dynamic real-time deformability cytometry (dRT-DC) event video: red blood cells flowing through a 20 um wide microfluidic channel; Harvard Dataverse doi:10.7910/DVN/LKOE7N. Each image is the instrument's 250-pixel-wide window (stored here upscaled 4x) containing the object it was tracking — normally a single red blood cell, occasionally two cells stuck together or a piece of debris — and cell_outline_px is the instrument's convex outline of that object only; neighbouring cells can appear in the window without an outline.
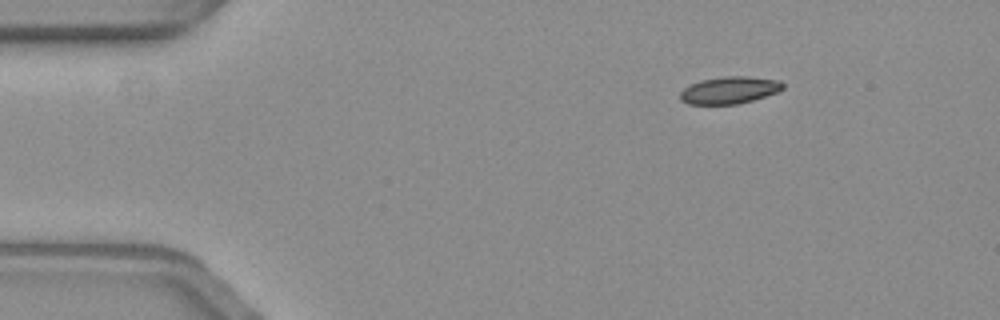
{"species": "common noctule bat (a hibernating species)", "species_latin": "Nyctalus noctula", "temperature_condition": "warm", "stored_images_in_passage": 50, "camera_frame_rate_fps": 3000, "um_per_image_px": 0.085, "animal": {"sex": "female", "body_mass_g": 19.3, "forearm_length_mm": 54.1}, "frame": {"image": 1, "passage_image": 1, "time_ms": 0.0, "image_size_px": [1000, 320], "cell_outline_px": [[784, 88], [776, 92], [752, 100], [736, 104], [688, 104], [680, 100], [680, 92], [688, 84], [700, 80], [724, 76], [748, 76], [780, 80], [784, 84]], "centroid_in_image_um": [61.97, 7.65], "position_along_channel_um": 23.0, "area_um2": 16.3}}
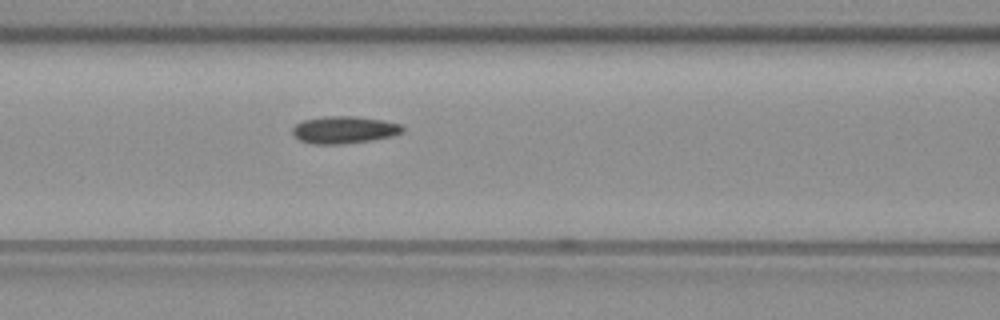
{"frame": {"image": 2, "passage_image": 17, "time_ms": 5.333, "image_size_px": [1000, 320], "cell_outline_px": [[404, 132], [392, 136], [368, 140], [340, 144], [312, 144], [300, 140], [292, 136], [292, 128], [296, 124], [304, 120], [324, 116], [356, 116], [384, 120], [400, 124], [404, 128]], "centroid_in_image_um": [29.23, 11.03], "position_along_channel_um": 137.4, "area_um2": 17.51}}
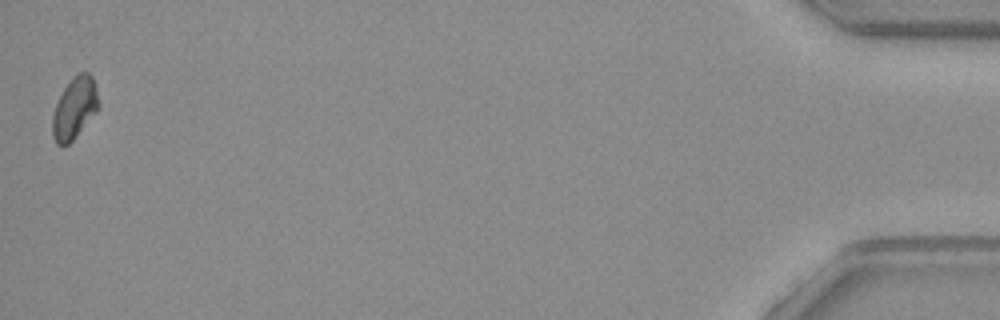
{"frame": {"image": 3, "passage_image": 50, "time_ms": 16.333, "image_size_px": [1000, 320], "cell_outline_px": [[100, 104], [96, 112], [76, 136], [68, 144], [56, 144], [52, 136], [52, 116], [56, 104], [64, 88], [72, 76], [76, 72], [88, 72], [92, 76], [96, 88]], "centroid_in_image_um": [6.34, 9.16], "position_along_channel_um": 428.9, "area_um2": 16.53}, "authors_computed_cell_mechanics": {"area_um2": 16.9354, "velocity_mm_per_s": 3.5689, "shape_relaxation_time_tau1_ms": null, "shape_relaxation_time_tau2_ms": 9.5756, "deformation_change_tau1": null, "deformation_change_tau2": 0.1147}}